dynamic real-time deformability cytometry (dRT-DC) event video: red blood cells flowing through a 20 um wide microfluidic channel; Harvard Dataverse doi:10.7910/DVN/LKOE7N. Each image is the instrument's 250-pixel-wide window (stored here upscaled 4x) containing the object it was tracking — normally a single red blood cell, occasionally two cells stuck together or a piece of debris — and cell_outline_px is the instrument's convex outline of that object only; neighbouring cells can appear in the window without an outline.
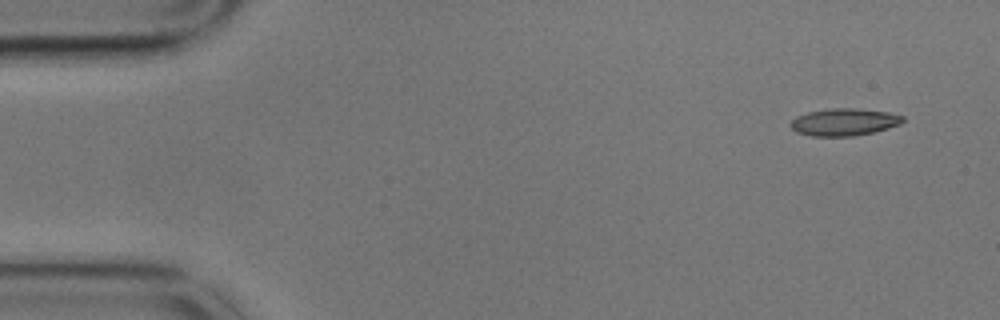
{"species": "common noctule bat (a hibernating species)", "species_latin": "Nyctalus noctula", "temperature_condition": "cold", "stored_images_in_passage": 10, "camera_frame_rate_fps": 3000, "um_per_image_px": 0.085, "animal": {"sex": "male", "body_mass_g": 17.9}, "frame": {"image": 1, "passage_image": 1, "time_ms": 0.0, "image_size_px": [1000, 320], "cell_outline_px": [[904, 120], [900, 124], [888, 128], [872, 132], [852, 136], [812, 136], [796, 132], [788, 124], [796, 116], [808, 112], [832, 108], [852, 108], [888, 112], [904, 116]], "centroid_in_image_um": [71.73, 10.37], "position_along_channel_um": 13.3, "area_um2": 17.74}}
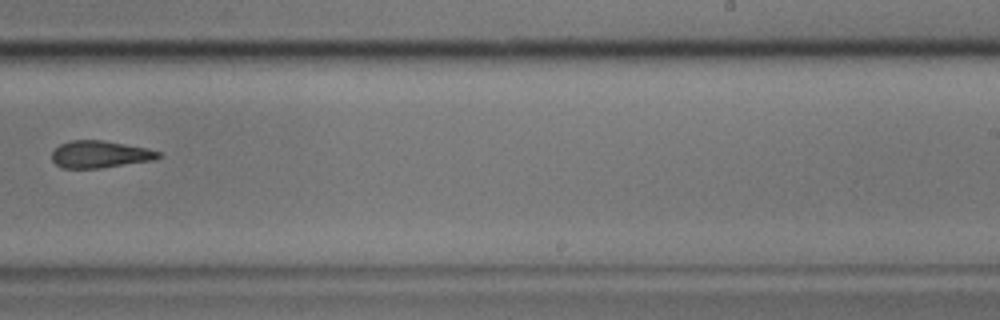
{"frame": {"image": 2, "passage_image": 9, "time_ms": 2.667, "image_size_px": [1000, 320], "cell_outline_px": [[164, 156], [152, 160], [100, 168], [64, 168], [56, 164], [52, 160], [52, 152], [60, 144], [72, 140], [104, 140], [148, 148], [160, 152]], "centroid_in_image_um": [8.52, 13.11], "position_along_channel_um": 280.5, "area_um2": 16.82}}
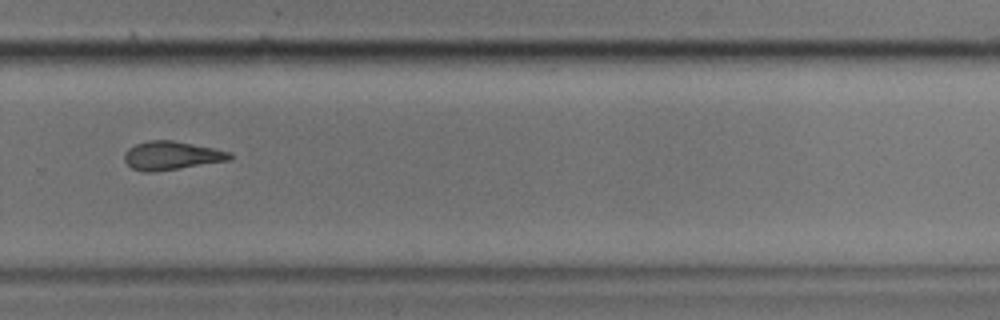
{"frame": {"image": 3, "passage_image": 10, "time_ms": 3.0, "image_size_px": [1000, 320], "cell_outline_px": [[232, 156], [228, 160], [156, 172], [144, 172], [132, 168], [124, 160], [124, 152], [128, 148], [136, 144], [148, 140], [172, 140], [216, 148], [232, 152]], "centroid_in_image_um": [14.56, 13.22], "position_along_channel_um": 315.2, "area_um2": 17.57}}